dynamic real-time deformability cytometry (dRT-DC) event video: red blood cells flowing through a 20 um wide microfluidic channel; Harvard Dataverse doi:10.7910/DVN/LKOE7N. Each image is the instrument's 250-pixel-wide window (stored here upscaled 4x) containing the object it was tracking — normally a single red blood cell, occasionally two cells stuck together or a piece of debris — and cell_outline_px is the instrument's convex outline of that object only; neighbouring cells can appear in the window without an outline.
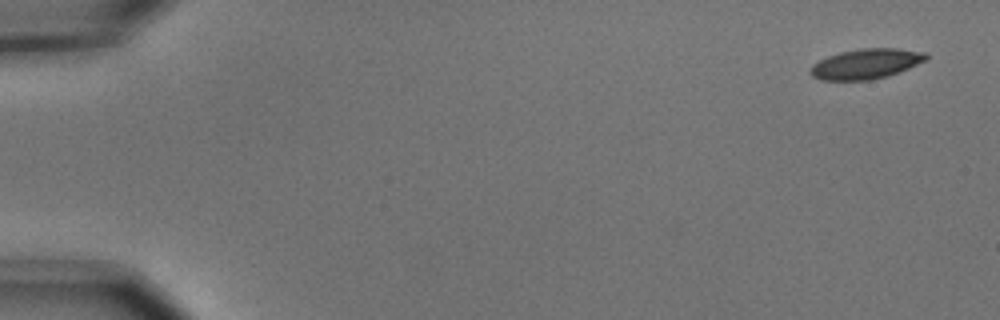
{"species": "common noctule bat (a hibernating species)", "species_latin": "Nyctalus noctula", "temperature_condition": "cold", "stored_images_in_passage": 6, "camera_frame_rate_fps": 3000, "um_per_image_px": 0.085, "animal": {"sex": "male", "body_mass_g": 15.6}, "frame": {"image": 1, "passage_image": 1, "time_ms": 0.0, "image_size_px": [1000, 320], "cell_outline_px": [[928, 60], [888, 76], [868, 80], [820, 80], [812, 76], [808, 72], [808, 68], [812, 64], [828, 56], [840, 52], [860, 48], [896, 48], [928, 52]], "centroid_in_image_um": [73.6, 5.42], "position_along_channel_um": 11.4, "area_um2": 20.52}}
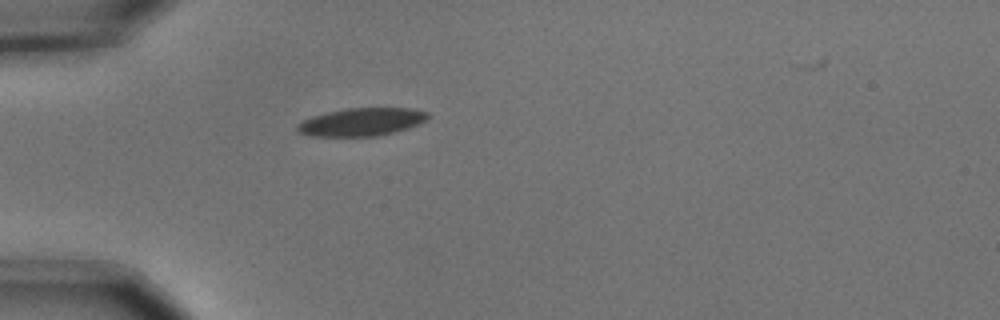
{"frame": {"image": 2, "passage_image": 5, "time_ms": 1.333, "image_size_px": [1000, 320], "cell_outline_px": [[432, 116], [408, 128], [396, 132], [376, 136], [312, 136], [300, 132], [296, 128], [296, 124], [312, 116], [344, 108], [416, 108], [428, 112]], "centroid_in_image_um": [30.76, 10.35], "position_along_channel_um": 54.2, "area_um2": 21.27}}